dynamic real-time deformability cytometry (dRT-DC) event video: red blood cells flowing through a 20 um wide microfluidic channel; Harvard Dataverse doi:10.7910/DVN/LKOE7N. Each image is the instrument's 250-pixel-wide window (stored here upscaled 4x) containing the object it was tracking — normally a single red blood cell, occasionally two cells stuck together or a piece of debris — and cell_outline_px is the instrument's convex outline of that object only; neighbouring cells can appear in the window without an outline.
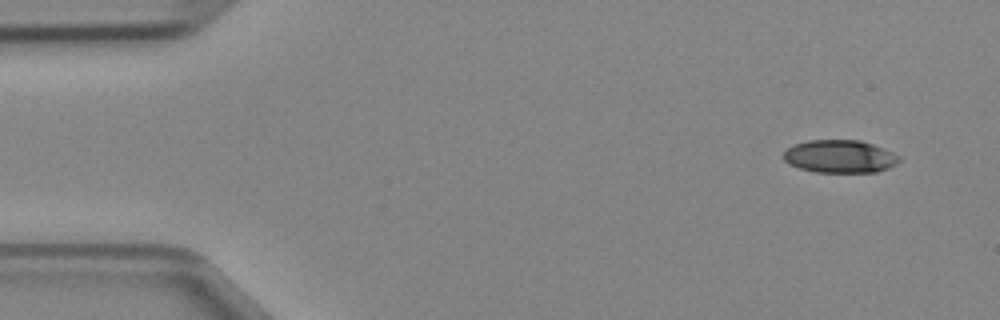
{"species": "Egyptian fruit bat (a non-hibernating species)", "species_latin": "Rousettus aegyptiacus", "temperature_condition": "cold", "stored_images_in_passage": 45, "camera_frame_rate_fps": 3000, "um_per_image_px": 0.085, "animal": {"sex": "female"}, "frame": {"image": 1, "passage_image": 1, "time_ms": 0.0, "image_size_px": [1000, 320], "cell_outline_px": [[900, 160], [896, 164], [888, 168], [876, 172], [816, 172], [800, 168], [788, 164], [784, 160], [784, 152], [788, 148], [796, 144], [808, 140], [860, 140], [872, 144], [892, 152], [900, 156]], "centroid_in_image_um": [71.39, 13.3], "position_along_channel_um": 13.6, "area_um2": 22.02}}
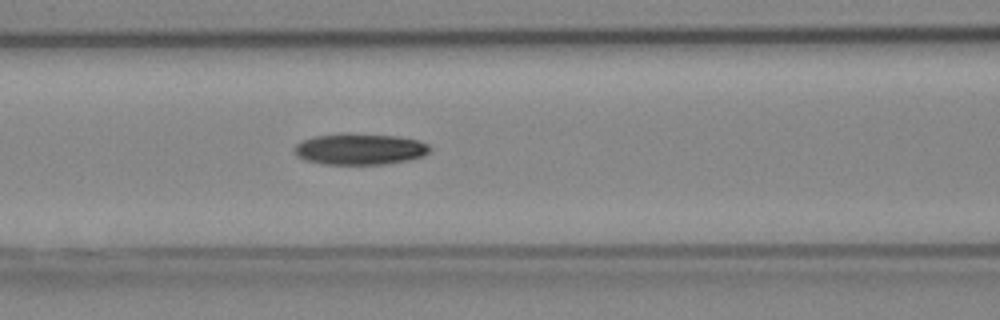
{"frame": {"image": 2, "passage_image": 17, "time_ms": 5.333, "image_size_px": [1000, 320], "cell_outline_px": [[432, 148], [424, 156], [408, 160], [384, 164], [324, 164], [304, 160], [296, 156], [292, 148], [296, 144], [304, 140], [316, 136], [340, 132], [344, 132], [396, 136], [420, 140], [428, 144]], "centroid_in_image_um": [30.57, 12.66], "position_along_channel_um": 136.0, "area_um2": 25.03}}
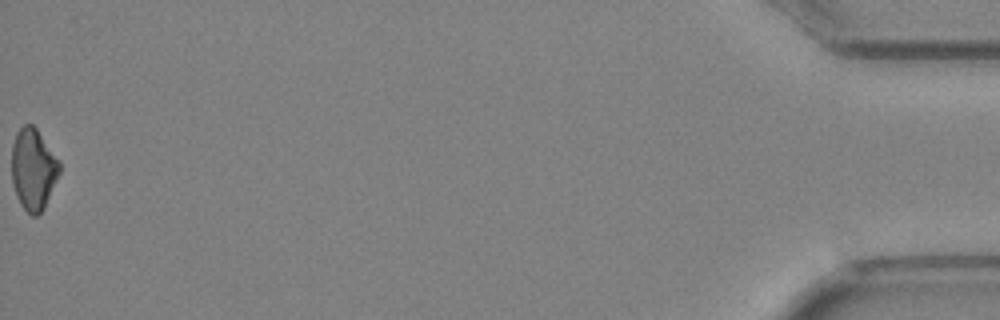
{"frame": {"image": 3, "passage_image": 45, "time_ms": 14.667, "image_size_px": [1000, 320], "cell_outline_px": [[60, 172], [44, 208], [36, 216], [32, 216], [20, 204], [16, 196], [12, 184], [12, 144], [16, 132], [24, 124], [32, 124], [36, 128], [60, 160]], "centroid_in_image_um": [2.82, 14.37], "position_along_channel_um": 432.4, "area_um2": 22.77}}